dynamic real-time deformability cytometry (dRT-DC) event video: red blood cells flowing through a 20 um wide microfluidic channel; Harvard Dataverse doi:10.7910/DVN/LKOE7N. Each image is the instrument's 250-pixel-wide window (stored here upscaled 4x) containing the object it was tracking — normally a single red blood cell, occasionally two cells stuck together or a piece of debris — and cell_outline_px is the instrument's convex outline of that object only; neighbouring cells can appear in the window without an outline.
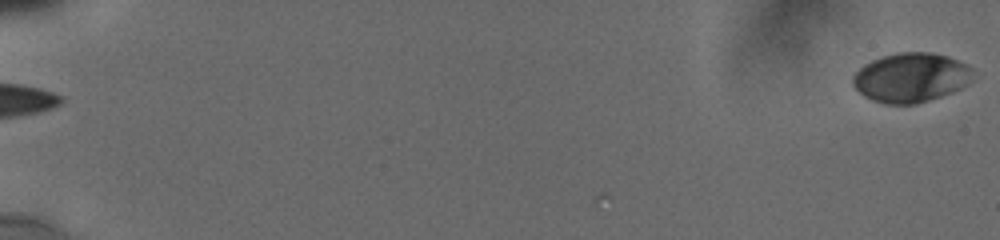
{"species": "human", "species_latin": "Homo sapiens", "temperature_condition": "cold", "stored_images_in_passage": 39, "camera_frame_rate_fps": 3000, "um_per_image_px": 0.085, "donor": {"sex": "male"}, "frame": {"image": 1, "passage_image": 1, "time_ms": 0.0, "image_size_px": [1000, 240], "cell_outline_px": [[972, 80], [968, 84], [952, 92], [916, 104], [884, 104], [872, 100], [864, 96], [852, 84], [852, 76], [864, 64], [872, 60], [896, 52], [928, 52], [948, 56], [968, 64], [972, 68]], "centroid_in_image_um": [77.43, 6.59], "position_along_channel_um": 7.6, "area_um2": 34.62}}
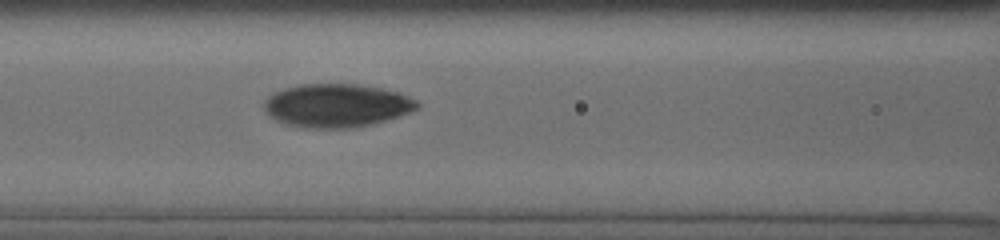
{"frame": {"image": 2, "passage_image": 24, "time_ms": 9.0, "image_size_px": [1000, 240], "cell_outline_px": [[420, 104], [416, 108], [408, 112], [384, 120], [352, 128], [300, 128], [276, 120], [264, 108], [264, 100], [272, 92], [284, 88], [300, 84], [360, 84], [380, 88], [396, 92], [416, 100]], "centroid_in_image_um": [28.55, 8.96], "position_along_channel_um": 138.0, "area_um2": 38.32}}
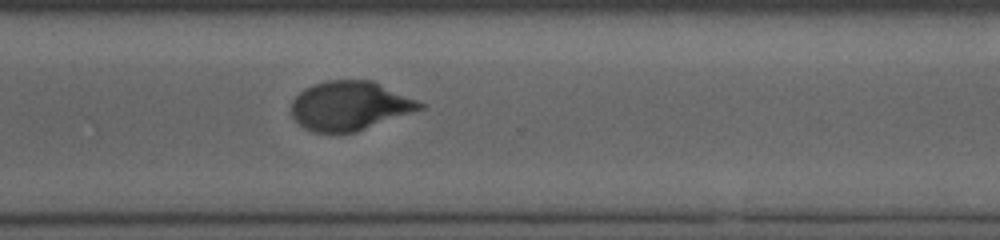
{"frame": {"image": 3, "passage_image": 39, "time_ms": 14.333, "image_size_px": [1000, 240], "cell_outline_px": [[424, 108], [356, 132], [312, 132], [304, 128], [292, 116], [292, 100], [304, 88], [312, 84], [328, 80], [372, 80], [416, 100], [424, 104]], "centroid_in_image_um": [29.7, 8.99], "position_along_channel_um": 340.9, "area_um2": 36.47}}